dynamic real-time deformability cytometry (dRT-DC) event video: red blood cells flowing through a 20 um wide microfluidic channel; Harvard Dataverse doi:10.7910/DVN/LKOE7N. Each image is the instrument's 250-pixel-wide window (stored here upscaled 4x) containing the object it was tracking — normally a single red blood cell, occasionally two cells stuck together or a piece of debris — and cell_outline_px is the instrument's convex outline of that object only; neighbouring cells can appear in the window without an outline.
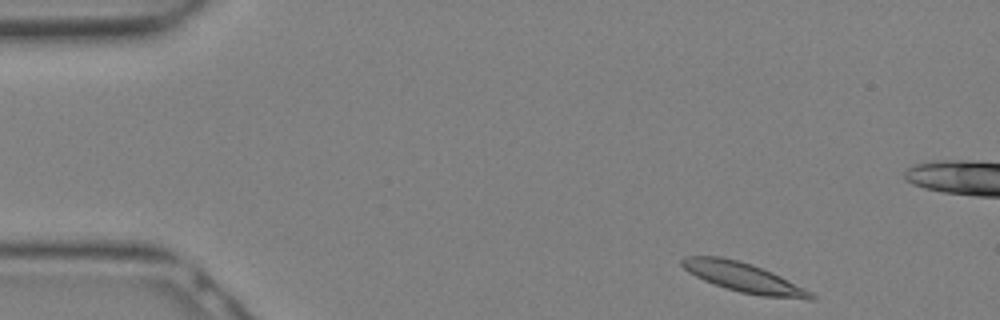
{"species": "Egyptian fruit bat (a non-hibernating species)", "species_latin": "Rousettus aegyptiacus", "temperature_condition": "warm", "stored_images_in_passage": 10, "camera_frame_rate_fps": 3000, "um_per_image_px": 0.085, "animal": {"sex": "female"}, "frame": {"image": 1, "passage_image": 1, "time_ms": 0.0, "image_size_px": [1000, 320], "cell_outline_px": [[816, 296], [812, 300], [808, 300], [760, 296], [740, 292], [724, 288], [704, 280], [688, 272], [680, 264], [680, 260], [684, 256], [720, 256], [752, 264], [772, 272], [812, 292]], "centroid_in_image_um": [63.2, 23.59], "position_along_channel_um": 21.8, "area_um2": 22.2}}
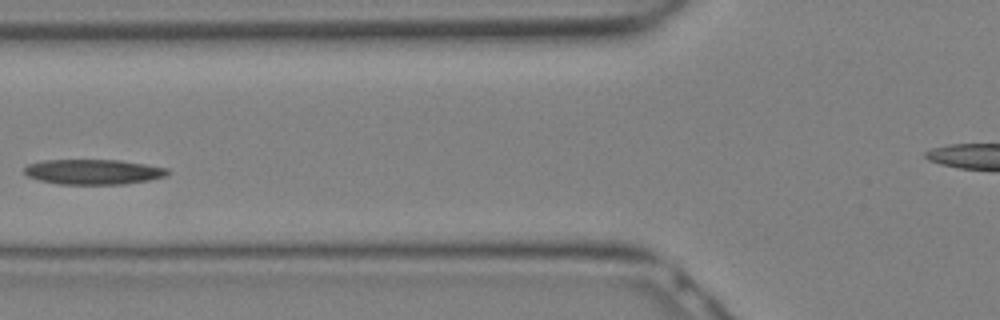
{"frame": {"image": 2, "passage_image": 9, "time_ms": 2.667, "image_size_px": [1000, 320], "cell_outline_px": [[168, 172], [164, 176], [148, 180], [124, 184], [60, 184], [40, 180], [28, 176], [24, 172], [24, 168], [28, 164], [44, 160], [120, 160], [168, 168]], "centroid_in_image_um": [7.91, 14.6], "position_along_channel_um": 117.9, "area_um2": 20.75}}